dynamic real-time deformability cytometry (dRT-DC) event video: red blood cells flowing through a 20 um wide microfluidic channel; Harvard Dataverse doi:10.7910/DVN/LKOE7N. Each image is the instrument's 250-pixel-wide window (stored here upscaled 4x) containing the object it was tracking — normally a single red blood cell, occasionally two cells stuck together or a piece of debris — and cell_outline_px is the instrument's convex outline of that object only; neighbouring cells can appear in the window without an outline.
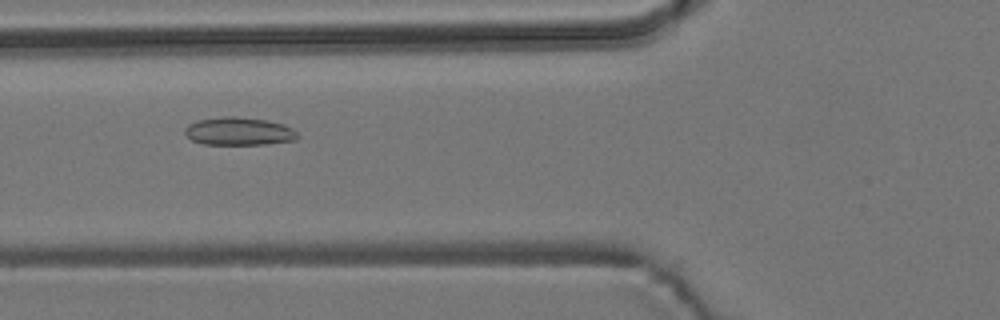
{"species": "common noctule bat (a hibernating species)", "species_latin": "Nyctalus noctula", "temperature_condition": "room temperature", "stored_images_in_passage": 49, "camera_frame_rate_fps": 3000, "um_per_image_px": 0.085, "animal": {"sex": "male", "body_mass_g": 19.2, "forearm_length_mm": 51.8}, "frame": {"image": 1, "passage_image": 15, "time_ms": 4.667, "image_size_px": [1000, 320], "cell_outline_px": [[300, 136], [296, 140], [268, 144], [204, 144], [192, 140], [184, 132], [184, 128], [188, 124], [196, 120], [224, 116], [236, 116], [264, 120], [284, 124], [292, 128]], "centroid_in_image_um": [20.31, 11.16], "position_along_channel_um": 105.5, "area_um2": 18.44}}
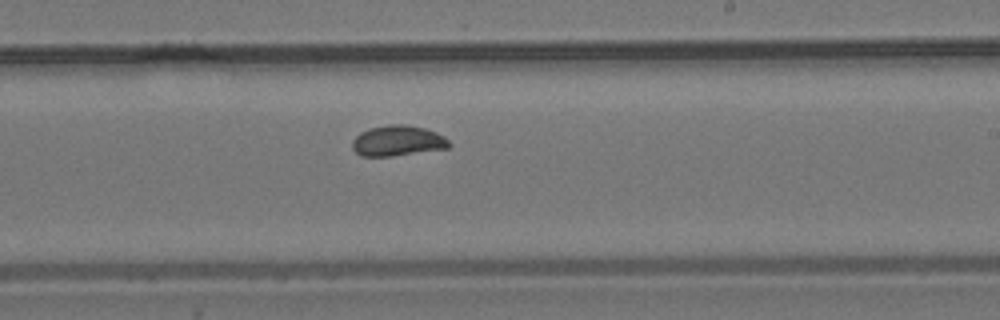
{"frame": {"image": 2, "passage_image": 27, "time_ms": 8.667, "image_size_px": [1000, 320], "cell_outline_px": [[452, 144], [448, 148], [392, 156], [360, 156], [352, 148], [352, 140], [360, 132], [368, 128], [388, 124], [404, 124], [424, 128], [436, 132], [444, 136]], "centroid_in_image_um": [33.79, 11.96], "position_along_channel_um": 255.2, "area_um2": 17.34}}
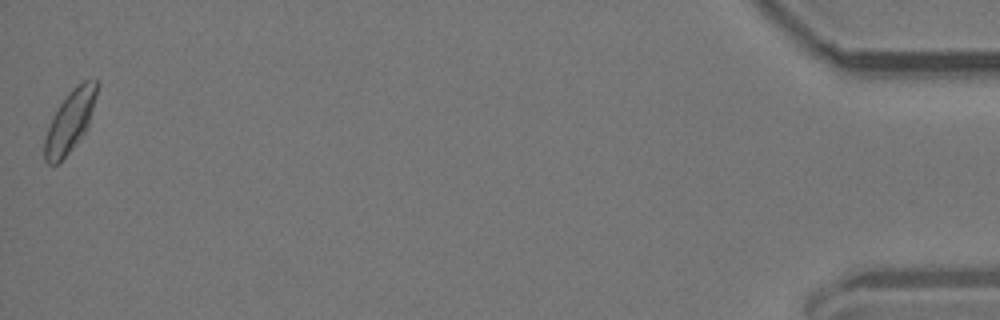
{"frame": {"image": 3, "passage_image": 49, "time_ms": 16.0, "image_size_px": [1000, 320], "cell_outline_px": [[100, 84], [88, 124], [84, 132], [72, 148], [56, 164], [48, 164], [44, 160], [44, 140], [52, 116], [68, 92], [76, 84], [84, 80], [96, 80]], "centroid_in_image_um": [5.95, 10.25], "position_along_channel_um": 429.3, "area_um2": 18.5}}